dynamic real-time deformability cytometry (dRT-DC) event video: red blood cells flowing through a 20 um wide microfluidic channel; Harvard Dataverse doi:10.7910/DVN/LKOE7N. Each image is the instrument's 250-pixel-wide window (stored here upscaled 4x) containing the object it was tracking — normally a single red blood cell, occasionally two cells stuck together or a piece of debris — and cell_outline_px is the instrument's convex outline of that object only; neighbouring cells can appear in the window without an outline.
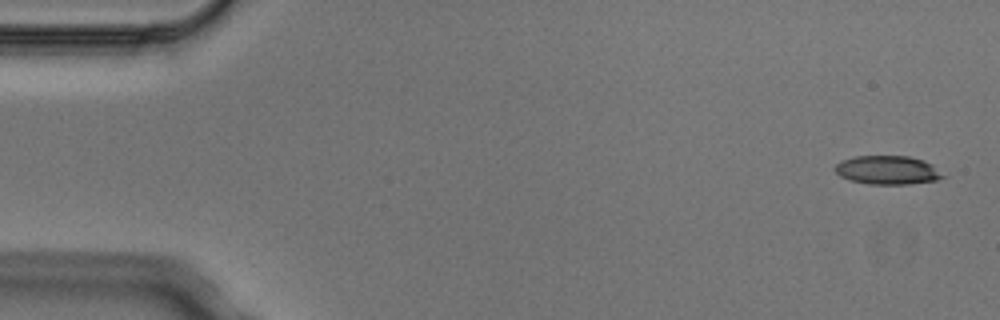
{"species": "Egyptian fruit bat (a non-hibernating species)", "species_latin": "Rousettus aegyptiacus", "temperature_condition": "cold", "stored_images_in_passage": 4, "camera_frame_rate_fps": 3000, "um_per_image_px": 0.085, "animal": {"sex": "male"}, "frame": {"image": 1, "passage_image": 1, "time_ms": 0.0, "image_size_px": [1000, 320], "cell_outline_px": [[948, 176], [936, 180], [908, 184], [868, 184], [848, 180], [840, 176], [832, 168], [840, 160], [856, 156], [908, 156], [924, 160], [932, 164]], "centroid_in_image_um": [75.44, 14.46], "position_along_channel_um": 9.6, "area_um2": 18.32}}
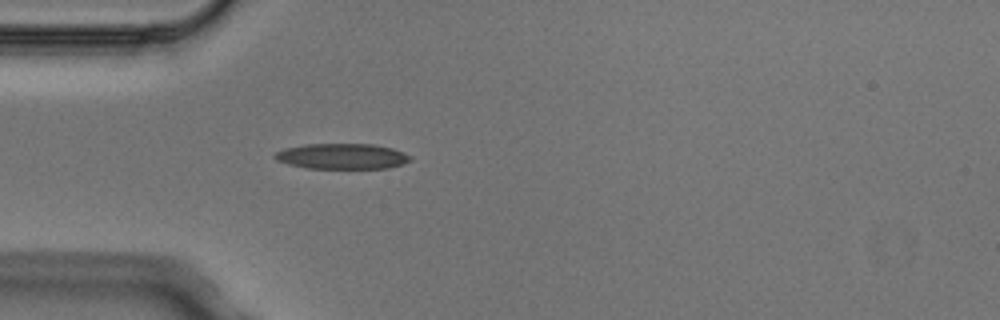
{"frame": {"image": 2, "passage_image": 4, "time_ms": 1.0, "image_size_px": [1000, 320], "cell_outline_px": [[412, 160], [404, 164], [388, 168], [308, 168], [288, 164], [276, 160], [272, 156], [276, 152], [284, 148], [304, 144], [376, 144], [392, 148], [404, 152], [412, 156]], "centroid_in_image_um": [29.1, 13.28], "position_along_channel_um": 55.9, "area_um2": 20.35}}